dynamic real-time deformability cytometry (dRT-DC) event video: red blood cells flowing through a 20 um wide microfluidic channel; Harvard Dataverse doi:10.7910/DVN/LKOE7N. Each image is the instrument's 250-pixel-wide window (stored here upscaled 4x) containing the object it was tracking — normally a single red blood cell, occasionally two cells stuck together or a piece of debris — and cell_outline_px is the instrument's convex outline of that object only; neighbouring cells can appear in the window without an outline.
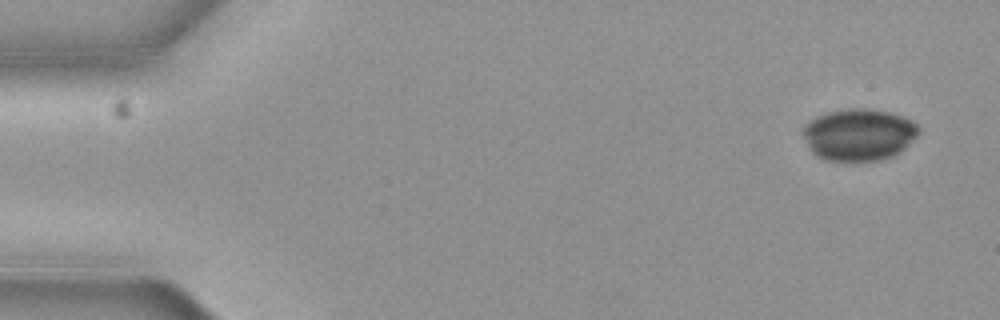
{"species": "common noctule bat (a hibernating species)", "species_latin": "Nyctalus noctula", "temperature_condition": "cold", "stored_images_in_passage": 9, "segment_of_instrument_passage": [1, 2], "camera_frame_rate_fps": 3000, "um_per_image_px": 0.085, "animal": {"sex": "female", "body_mass_g": 19.3, "forearm_length_mm": 54.1}, "frame": {"image": 1, "passage_image": 1, "time_ms": 0.0, "image_size_px": [1000, 320], "cell_outline_px": [[920, 132], [904, 148], [892, 156], [880, 160], [828, 160], [812, 152], [804, 136], [804, 124], [808, 120], [816, 116], [828, 112], [848, 108], [868, 108], [892, 112], [904, 116], [912, 120], [920, 128]], "centroid_in_image_um": [73.03, 11.4], "position_along_channel_um": 12.0, "area_um2": 34.85}}